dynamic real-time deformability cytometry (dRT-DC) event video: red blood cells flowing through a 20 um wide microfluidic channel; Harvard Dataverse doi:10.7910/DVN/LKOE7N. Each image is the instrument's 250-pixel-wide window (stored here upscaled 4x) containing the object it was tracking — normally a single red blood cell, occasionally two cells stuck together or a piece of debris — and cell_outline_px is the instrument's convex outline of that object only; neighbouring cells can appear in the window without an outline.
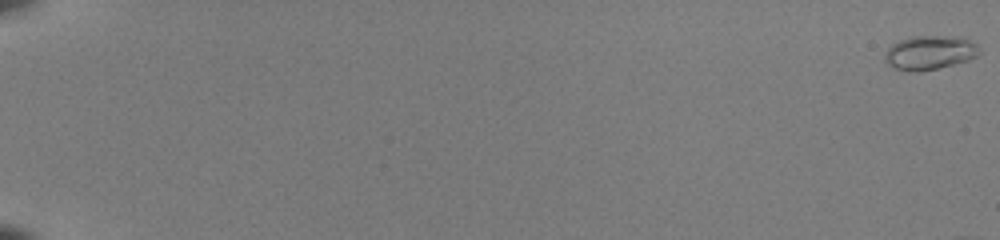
{"species": "common noctule bat (a hibernating species)", "species_latin": "Nyctalus noctula", "temperature_condition": "room temperature", "stored_images_in_passage": 18, "camera_frame_rate_fps": 3000, "um_per_image_px": 0.085, "animal": {"sex": "female", "body_mass_g": 22.0, "forearm_length_mm": 56.7}, "frame": {"image": 1, "passage_image": 1, "time_ms": 0.0, "image_size_px": [1000, 240], "cell_outline_px": [[980, 52], [976, 56], [968, 60], [936, 68], [916, 72], [908, 72], [896, 68], [888, 64], [884, 60], [884, 52], [892, 44], [900, 40], [912, 36], [964, 36], [976, 44]], "centroid_in_image_um": [79.01, 4.46], "position_along_channel_um": 6.0, "area_um2": 18.79}}